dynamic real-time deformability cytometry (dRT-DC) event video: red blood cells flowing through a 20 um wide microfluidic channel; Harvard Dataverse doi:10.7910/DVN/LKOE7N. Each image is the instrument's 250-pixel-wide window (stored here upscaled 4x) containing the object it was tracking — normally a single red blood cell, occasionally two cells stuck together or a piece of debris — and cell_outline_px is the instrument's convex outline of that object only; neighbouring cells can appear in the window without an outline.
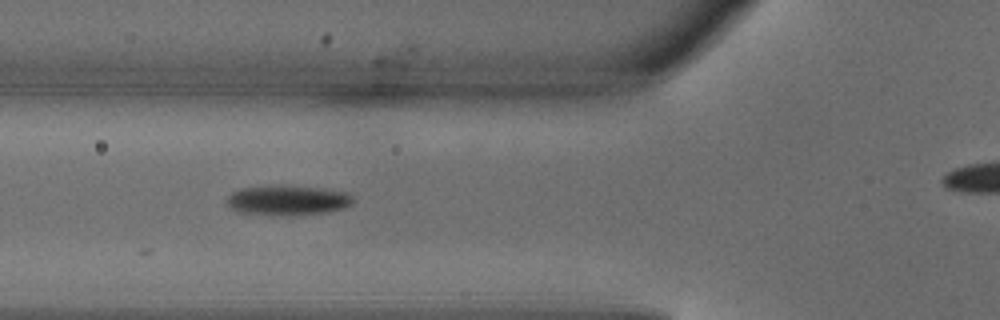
{"species": "common noctule bat (a hibernating species)", "species_latin": "Nyctalus noctula", "temperature_condition": "warm", "stored_images_in_passage": 6, "camera_frame_rate_fps": 3000, "um_per_image_px": 0.085, "animal": {"sex": "male", "body_mass_g": 18.8}, "frame": {"image": 1, "passage_image": 2, "time_ms": 0.333, "image_size_px": [1000, 320], "cell_outline_px": [[352, 204], [344, 208], [328, 212], [284, 216], [272, 216], [236, 212], [228, 204], [228, 196], [232, 192], [240, 188], [316, 188], [348, 192], [352, 196]], "centroid_in_image_um": [24.46, 17.09], "position_along_channel_um": 101.3, "area_um2": 21.27}}
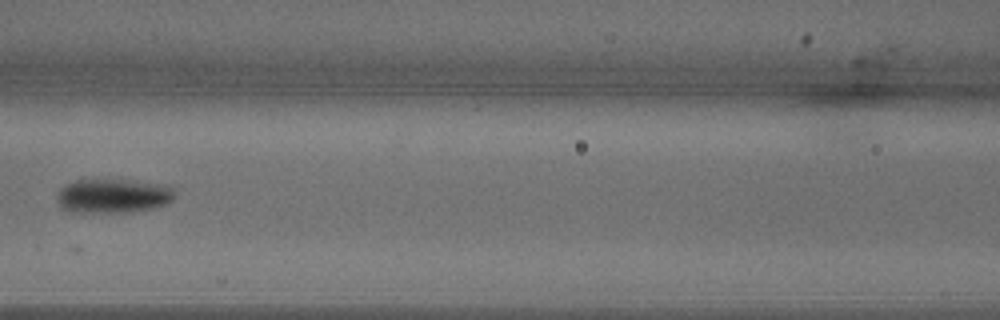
{"frame": {"image": 2, "passage_image": 3, "time_ms": 0.667, "image_size_px": [1000, 320], "cell_outline_px": [[172, 200], [168, 204], [156, 208], [132, 212], [72, 212], [60, 208], [60, 188], [64, 184], [76, 180], [124, 180], [168, 184], [172, 188]], "centroid_in_image_um": [9.65, 16.66], "position_along_channel_um": 156.9, "area_um2": 23.41}}
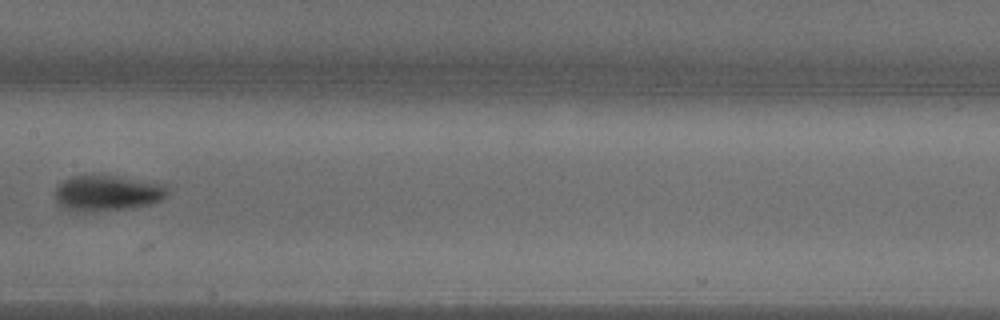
{"frame": {"image": 3, "passage_image": 4, "time_ms": 1.0, "image_size_px": [1000, 320], "cell_outline_px": [[168, 192], [160, 200], [152, 204], [132, 208], [92, 212], [72, 212], [64, 208], [56, 200], [56, 188], [64, 180], [72, 176], [116, 176], [168, 184]], "centroid_in_image_um": [9.15, 16.43], "position_along_channel_um": 198.3, "area_um2": 23.52}}